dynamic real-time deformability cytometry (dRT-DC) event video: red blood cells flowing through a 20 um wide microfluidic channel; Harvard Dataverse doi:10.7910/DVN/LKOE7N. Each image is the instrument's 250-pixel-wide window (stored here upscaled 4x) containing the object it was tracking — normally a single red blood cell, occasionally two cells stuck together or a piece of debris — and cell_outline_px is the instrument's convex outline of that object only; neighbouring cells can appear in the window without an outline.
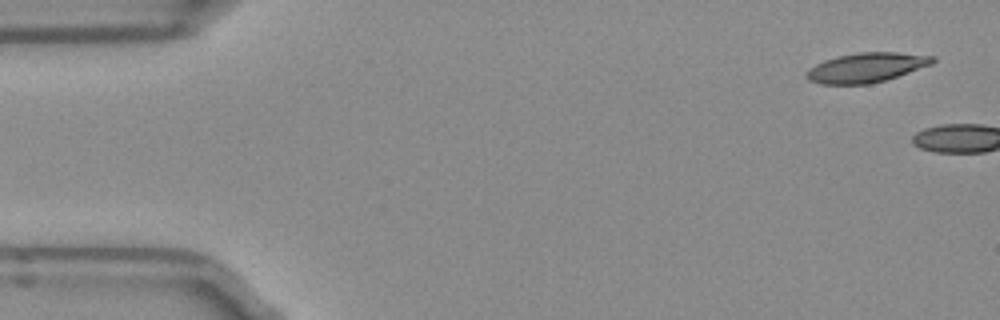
{"species": "Egyptian fruit bat (a non-hibernating species)", "species_latin": "Rousettus aegyptiacus", "temperature_condition": "room temperature", "stored_images_in_passage": 4, "camera_frame_rate_fps": 3000, "um_per_image_px": 0.085, "frame": {"image": 1, "passage_image": 1, "time_ms": 0.0, "image_size_px": [1000, 320], "cell_outline_px": [[936, 60], [932, 64], [884, 80], [868, 84], [820, 84], [808, 80], [804, 76], [808, 68], [824, 60], [836, 56], [860, 52], [896, 52], [936, 56]], "centroid_in_image_um": [73.6, 5.73], "position_along_channel_um": 11.4, "area_um2": 21.73}}